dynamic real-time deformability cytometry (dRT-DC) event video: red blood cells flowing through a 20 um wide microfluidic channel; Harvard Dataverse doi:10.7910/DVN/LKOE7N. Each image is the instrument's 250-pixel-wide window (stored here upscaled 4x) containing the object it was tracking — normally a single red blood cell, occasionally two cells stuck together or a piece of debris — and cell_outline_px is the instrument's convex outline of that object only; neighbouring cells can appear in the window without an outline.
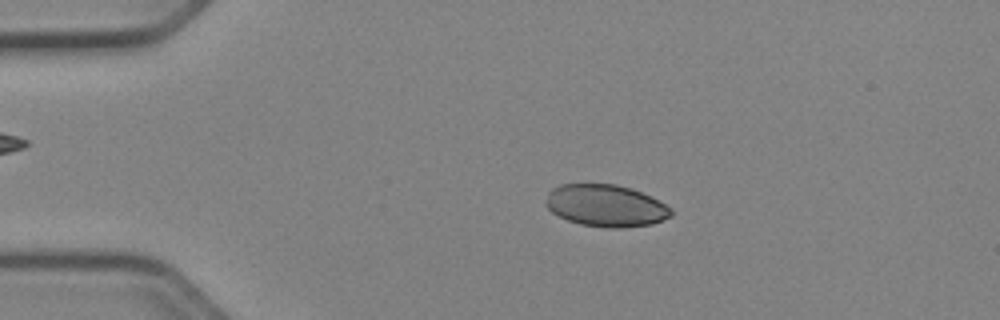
{"species": "Egyptian fruit bat (a non-hibernating species)", "species_latin": "Rousettus aegyptiacus", "temperature_condition": "cold", "stored_images_in_passage": 51, "camera_frame_rate_fps": 3000, "um_per_image_px": 0.085, "animal": {"sex": "female"}, "frame": {"image": 1, "passage_image": 10, "time_ms": 3.0, "image_size_px": [1000, 320], "cell_outline_px": [[672, 216], [652, 224], [620, 228], [608, 228], [580, 224], [568, 220], [552, 212], [544, 204], [544, 200], [548, 192], [552, 188], [560, 184], [616, 184], [632, 188], [672, 208]], "centroid_in_image_um": [51.46, 17.48], "position_along_channel_um": 33.5, "area_um2": 30.69}}
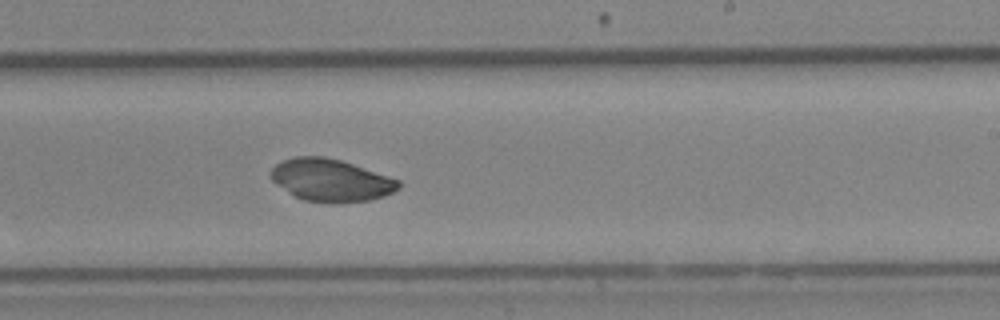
{"frame": {"image": 2, "passage_image": 31, "time_ms": 10.0, "image_size_px": [1000, 320], "cell_outline_px": [[400, 188], [384, 196], [368, 200], [304, 200], [296, 196], [276, 184], [272, 180], [272, 168], [276, 164], [284, 160], [296, 156], [324, 156], [340, 160], [400, 180]], "centroid_in_image_um": [28.13, 15.27], "position_along_channel_um": 260.9, "area_um2": 30.35}}
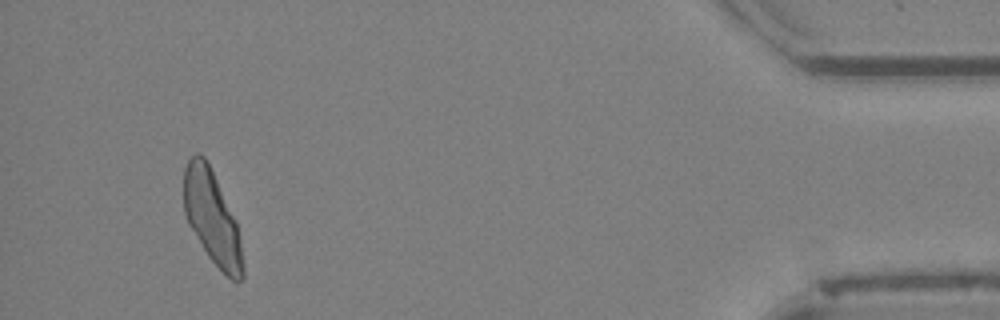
{"frame": {"image": 3, "passage_image": 48, "time_ms": 15.667, "image_size_px": [1000, 320], "cell_outline_px": [[244, 276], [240, 280], [232, 280], [208, 256], [188, 224], [184, 212], [184, 168], [188, 160], [196, 152], [200, 152], [204, 156], [236, 220], [240, 240], [244, 264]], "centroid_in_image_um": [18.02, 18.49], "position_along_channel_um": 417.2, "area_um2": 31.67}}